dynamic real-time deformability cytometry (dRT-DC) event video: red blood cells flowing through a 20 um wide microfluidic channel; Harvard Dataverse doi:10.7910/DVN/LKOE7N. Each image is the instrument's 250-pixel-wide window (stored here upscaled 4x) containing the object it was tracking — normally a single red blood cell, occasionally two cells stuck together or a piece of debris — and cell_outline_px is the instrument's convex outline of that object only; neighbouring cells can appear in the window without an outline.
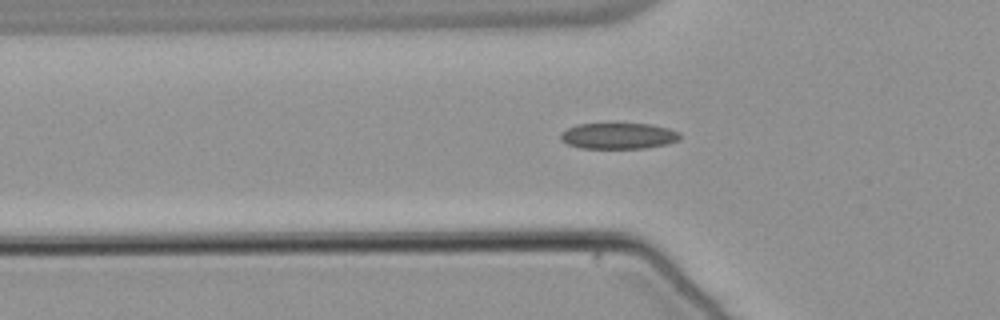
{"species": "common noctule bat (a hibernating species)", "species_latin": "Nyctalus noctula", "temperature_condition": "warm", "stored_images_in_passage": 40, "camera_frame_rate_fps": 3000, "um_per_image_px": 0.085, "animal": {"sex": "male", "body_mass_g": 21.5, "forearm_length_mm": 52.0}, "frame": {"image": 1, "passage_image": 4, "time_ms": 1.0, "image_size_px": [1000, 320], "cell_outline_px": [[680, 140], [668, 144], [644, 148], [580, 148], [568, 144], [560, 140], [560, 132], [576, 124], [652, 124], [668, 128], [680, 132]], "centroid_in_image_um": [52.57, 11.55], "position_along_channel_um": 73.2, "area_um2": 18.21}}
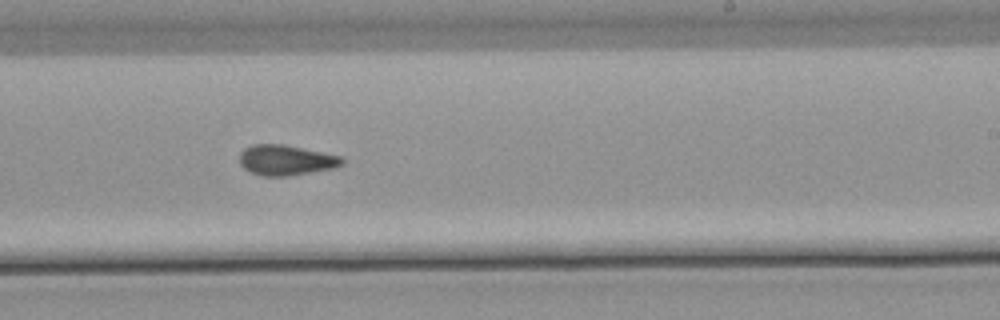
{"frame": {"image": 2, "passage_image": 19, "time_ms": 6.0, "image_size_px": [1000, 320], "cell_outline_px": [[344, 164], [332, 168], [288, 176], [264, 176], [252, 172], [244, 168], [240, 164], [240, 152], [244, 148], [252, 144], [280, 144], [344, 156]], "centroid_in_image_um": [24.31, 13.6], "position_along_channel_um": 264.7, "area_um2": 18.03}}
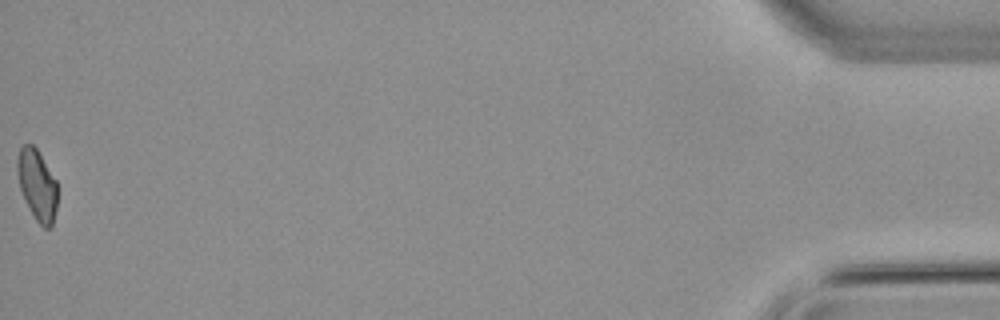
{"frame": {"image": 3, "passage_image": 40, "time_ms": 13.0, "image_size_px": [1000, 320], "cell_outline_px": [[56, 208], [52, 224], [48, 228], [44, 228], [36, 220], [20, 188], [16, 168], [16, 160], [20, 148], [24, 144], [32, 144], [36, 148], [56, 180]], "centroid_in_image_um": [3.14, 15.68], "position_along_channel_um": 432.1, "area_um2": 16.13}, "authors_computed_cell_mechanics": {"area_um2": 17.918, "velocity_mm_per_s": 3.8214, "shape_relaxation_time_tau1_ms": null, "shape_relaxation_time_tau2_ms": 2.1026, "deformation_change_tau1": null, "deformation_change_tau2": 0.0944}}